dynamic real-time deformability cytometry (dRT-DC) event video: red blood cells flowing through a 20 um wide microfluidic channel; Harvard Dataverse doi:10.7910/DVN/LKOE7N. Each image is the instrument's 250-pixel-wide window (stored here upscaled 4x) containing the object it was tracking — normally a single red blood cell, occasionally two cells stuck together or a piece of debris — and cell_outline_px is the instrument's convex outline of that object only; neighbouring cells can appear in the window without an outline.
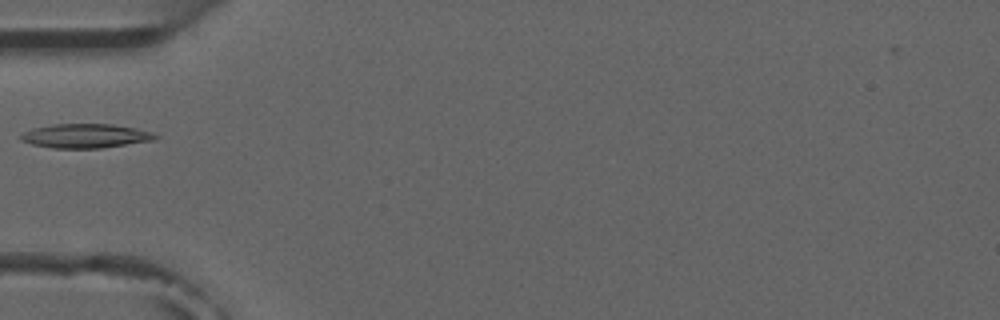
{"species": "common noctule bat (a hibernating species)", "species_latin": "Nyctalus noctula", "temperature_condition": "room temperature", "stored_images_in_passage": 7, "camera_frame_rate_fps": 3000, "um_per_image_px": 0.085, "animal": {"sex": "male", "forearm_length_mm": 52.5}, "frame": {"image": 1, "passage_image": 5, "time_ms": 5.667, "image_size_px": [1000, 320], "cell_outline_px": [[160, 136], [156, 140], [100, 148], [52, 148], [32, 144], [20, 140], [20, 136], [24, 132], [32, 128], [52, 124], [112, 124], [152, 132]], "centroid_in_image_um": [7.26, 11.55], "position_along_channel_um": 77.7, "area_um2": 18.9}}
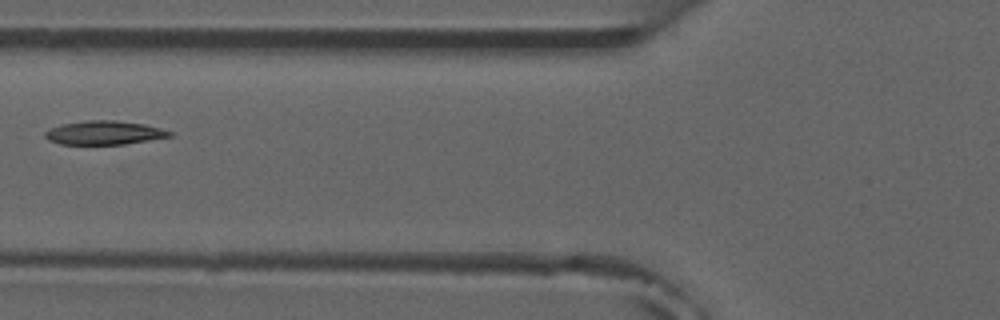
{"frame": {"image": 2, "passage_image": 6, "time_ms": 6.667, "image_size_px": [1000, 320], "cell_outline_px": [[172, 136], [124, 144], [60, 144], [48, 140], [44, 136], [44, 132], [48, 128], [64, 124], [88, 120], [116, 120], [144, 124], [160, 128], [172, 132]], "centroid_in_image_um": [8.83, 11.28], "position_along_channel_um": 117.0, "area_um2": 17.17}}
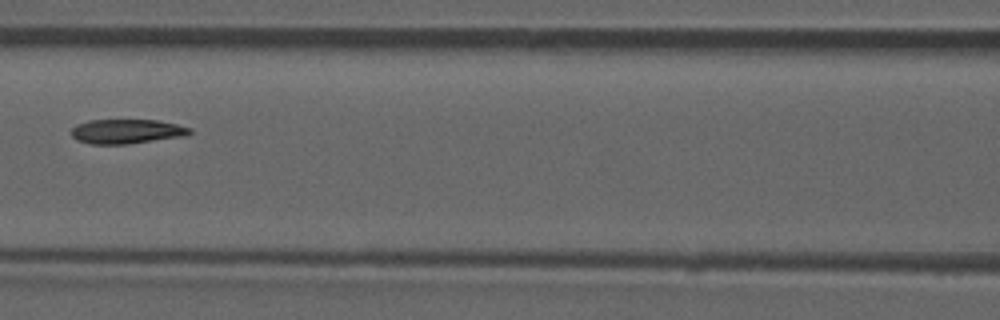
{"frame": {"image": 3, "passage_image": 7, "time_ms": 7.667, "image_size_px": [1000, 320], "cell_outline_px": [[192, 132], [184, 136], [128, 144], [88, 144], [76, 140], [72, 136], [72, 128], [76, 124], [88, 120], [156, 120], [176, 124], [192, 128]], "centroid_in_image_um": [10.74, 11.17], "position_along_channel_um": 155.9, "area_um2": 16.94}}